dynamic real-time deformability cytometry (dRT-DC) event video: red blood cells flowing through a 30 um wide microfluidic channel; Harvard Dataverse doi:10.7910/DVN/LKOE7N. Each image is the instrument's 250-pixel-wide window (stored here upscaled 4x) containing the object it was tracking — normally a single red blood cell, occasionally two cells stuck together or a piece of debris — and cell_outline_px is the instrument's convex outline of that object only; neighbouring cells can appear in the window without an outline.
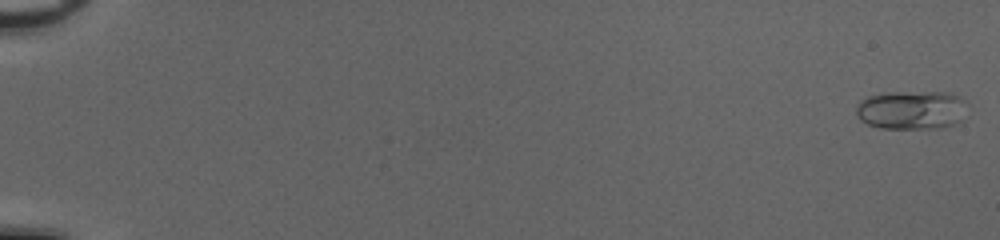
{"species": "common noctule bat (a hibernating species)", "species_latin": "Nyctalus noctula", "temperature_condition": "cold", "stored_images_in_passage": 53, "camera_frame_rate_fps": 3000, "um_per_image_px": 0.085, "animal": {"sex": "female", "body_mass_g": 20.0, "forearm_length_mm": 54.0}, "frame": {"image": 1, "passage_image": 1, "time_ms": 0.0, "image_size_px": [1000, 240], "cell_outline_px": [[968, 104], [964, 120], [944, 128], [880, 128], [868, 124], [860, 120], [856, 116], [856, 108], [860, 100], [868, 96], [884, 92], [952, 92], [964, 100]], "centroid_in_image_um": [77.52, 9.34], "position_along_channel_um": 7.5, "area_um2": 25.72}}
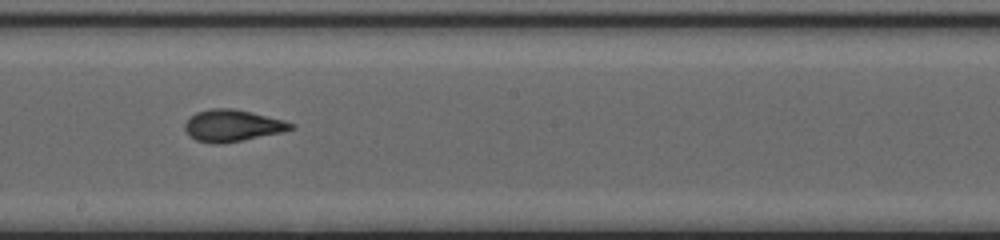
{"frame": {"image": 2, "passage_image": 32, "time_ms": 10.333, "image_size_px": [1000, 240], "cell_outline_px": [[296, 128], [280, 132], [220, 144], [212, 144], [196, 140], [188, 136], [184, 128], [184, 124], [196, 112], [212, 108], [232, 108], [252, 112], [284, 120], [296, 124]], "centroid_in_image_um": [19.74, 10.67], "position_along_channel_um": 228.5, "area_um2": 19.54}}
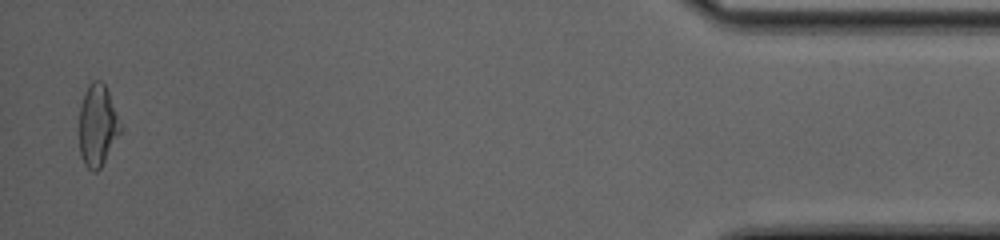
{"frame": {"image": 3, "passage_image": 52, "time_ms": 17.0, "image_size_px": [1000, 240], "cell_outline_px": [[120, 132], [100, 168], [96, 172], [92, 172], [84, 164], [80, 156], [80, 104], [92, 80], [100, 80], [104, 84], [108, 92], [120, 124]], "centroid_in_image_um": [8.26, 10.69], "position_along_channel_um": 426.9, "area_um2": 19.02}, "authors_computed_cell_mechanics": {"area_um2": 19.3052, "velocity_mm_per_s": 4.0801, "shape_relaxation_time_tau1_ms": 8.3632, "shape_relaxation_time_tau2_ms": 0.8141, "deformation_change_tau1": 0.2318, "deformation_change_tau2": 0.0651}}